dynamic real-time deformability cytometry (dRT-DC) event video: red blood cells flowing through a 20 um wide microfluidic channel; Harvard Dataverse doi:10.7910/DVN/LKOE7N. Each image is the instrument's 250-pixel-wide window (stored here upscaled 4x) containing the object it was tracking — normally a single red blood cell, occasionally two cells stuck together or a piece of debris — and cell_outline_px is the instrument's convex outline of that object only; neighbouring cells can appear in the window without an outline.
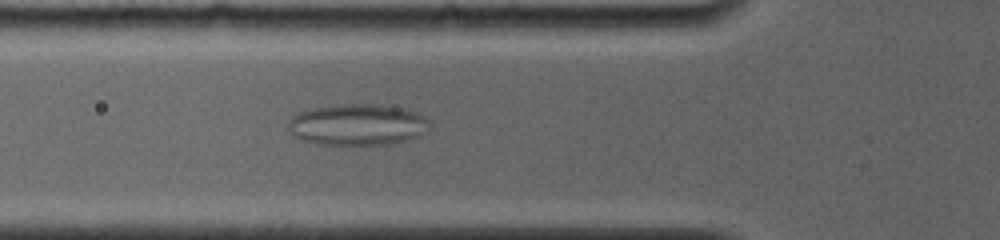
{"species": "common noctule bat (a hibernating species)", "species_latin": "Nyctalus noctula", "temperature_condition": "room temperature", "stored_images_in_passage": 4, "camera_frame_rate_fps": 4000, "um_per_image_px": 0.085, "animal": {"sex": "female", "body_mass_g": 19.0, "forearm_length_mm": 56.7}, "frame": {"image": 1, "passage_image": 4, "time_ms": 2.5, "image_size_px": [1000, 240], "cell_outline_px": [[432, 120], [420, 136], [388, 144], [320, 144], [300, 140], [288, 128], [288, 124], [292, 116], [300, 112], [316, 108], [348, 104], [376, 104], [400, 108], [416, 112]], "centroid_in_image_um": [30.4, 10.6], "position_along_channel_um": 95.4, "area_um2": 33.52}}